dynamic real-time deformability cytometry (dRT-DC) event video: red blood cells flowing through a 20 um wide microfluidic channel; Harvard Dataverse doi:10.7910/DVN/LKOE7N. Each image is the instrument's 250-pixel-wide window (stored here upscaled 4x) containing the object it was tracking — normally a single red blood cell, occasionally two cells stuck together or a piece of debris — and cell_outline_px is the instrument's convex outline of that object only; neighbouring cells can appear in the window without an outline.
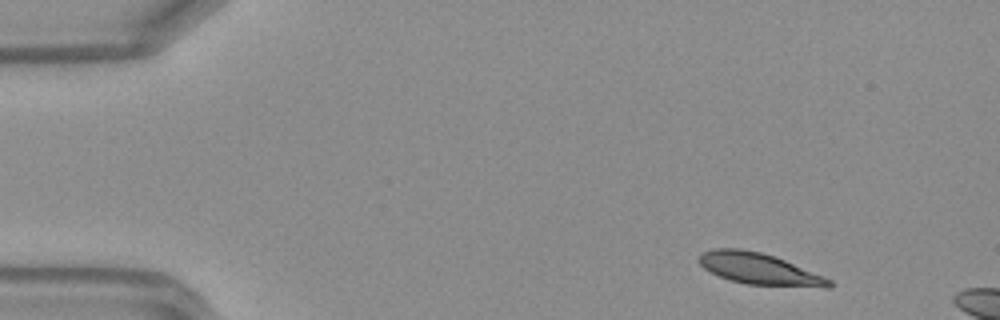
{"species": "Egyptian fruit bat (a non-hibernating species)", "species_latin": "Rousettus aegyptiacus", "temperature_condition": "warm", "stored_images_in_passage": 8, "camera_frame_rate_fps": 3000, "um_per_image_px": 0.085, "frame": {"image": 1, "passage_image": 3, "time_ms": 0.667, "image_size_px": [1000, 320], "cell_outline_px": [[832, 288], [824, 288], [748, 284], [732, 280], [720, 276], [704, 268], [700, 264], [700, 252], [712, 248], [740, 248], [760, 252], [784, 260], [824, 276], [832, 280]], "centroid_in_image_um": [64.56, 22.86], "position_along_channel_um": 20.4, "area_um2": 23.64}}